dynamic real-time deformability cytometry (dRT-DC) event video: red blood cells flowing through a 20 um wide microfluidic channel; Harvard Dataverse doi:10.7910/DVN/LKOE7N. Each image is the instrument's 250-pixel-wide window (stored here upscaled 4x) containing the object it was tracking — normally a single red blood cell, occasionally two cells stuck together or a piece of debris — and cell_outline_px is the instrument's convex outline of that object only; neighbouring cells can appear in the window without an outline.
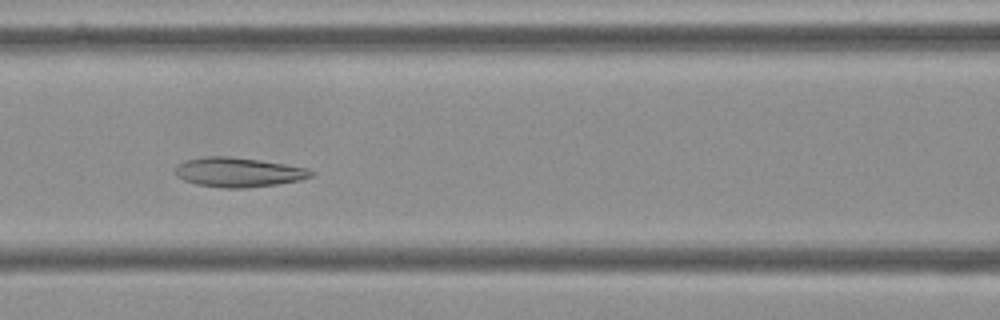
{"species": "Egyptian fruit bat (a non-hibernating species)", "species_latin": "Rousettus aegyptiacus", "temperature_condition": "cold", "stored_images_in_passage": 55, "camera_frame_rate_fps": 3000, "um_per_image_px": 0.085, "frame": {"image": 1, "passage_image": 23, "time_ms": 7.333, "image_size_px": [1000, 320], "cell_outline_px": [[316, 172], [312, 176], [300, 180], [276, 184], [244, 188], [224, 188], [196, 184], [184, 180], [176, 176], [176, 164], [184, 160], [204, 156], [228, 156], [284, 164], [308, 168]], "centroid_in_image_um": [20.24, 14.64], "position_along_channel_um": 146.4, "area_um2": 23.29}}
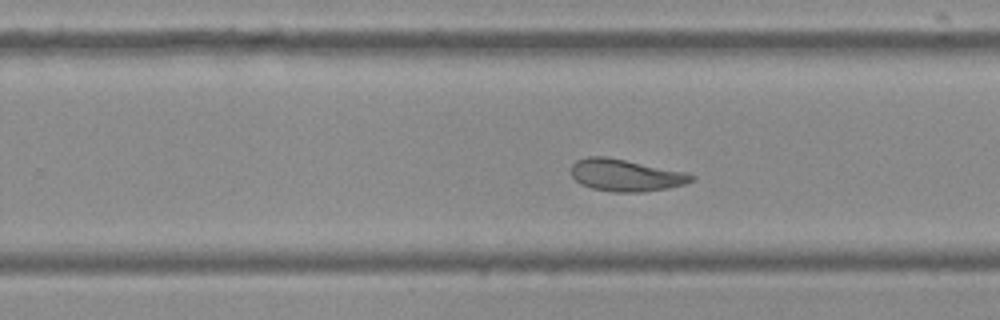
{"frame": {"image": 2, "passage_image": 34, "time_ms": 11.0, "image_size_px": [1000, 320], "cell_outline_px": [[696, 176], [692, 180], [684, 184], [668, 188], [644, 192], [612, 192], [592, 188], [580, 184], [572, 176], [572, 164], [576, 160], [588, 156], [604, 156], [684, 172]], "centroid_in_image_um": [53.15, 14.9], "position_along_channel_um": 276.7, "area_um2": 22.2}}
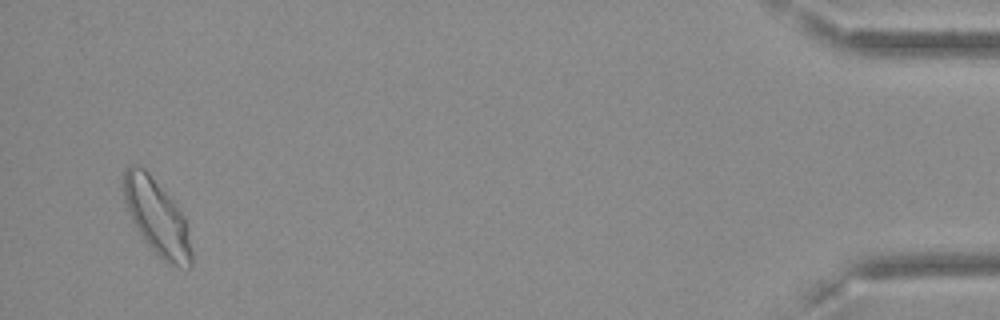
{"frame": {"image": 3, "passage_image": 53, "time_ms": 17.333, "image_size_px": [1000, 320], "cell_outline_px": [[192, 264], [188, 268], [180, 268], [168, 264], [148, 244], [136, 228], [128, 212], [124, 200], [124, 172], [128, 164], [136, 164], [144, 168], [148, 172], [176, 204], [184, 216], [192, 252]], "centroid_in_image_um": [13.34, 18.46], "position_along_channel_um": 421.9, "area_um2": 29.54}, "authors_computed_cell_mechanics": {"area_um2": 24.6806, "velocity_mm_per_s": 3.5636, "shape_relaxation_time_tau1_ms": null, "shape_relaxation_time_tau2_ms": 2.7374, "deformation_change_tau1": null, "deformation_change_tau2": 0.0964}}